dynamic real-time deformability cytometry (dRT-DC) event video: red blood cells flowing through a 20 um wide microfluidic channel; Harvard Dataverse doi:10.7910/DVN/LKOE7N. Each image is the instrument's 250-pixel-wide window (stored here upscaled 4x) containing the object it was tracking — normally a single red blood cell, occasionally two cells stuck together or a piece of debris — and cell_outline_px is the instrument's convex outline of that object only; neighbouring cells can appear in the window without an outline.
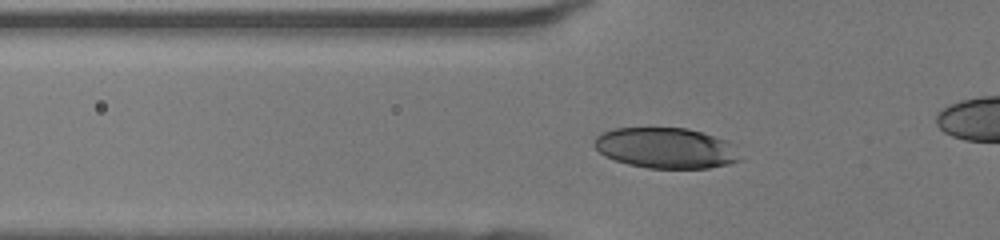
{"species": "human", "species_latin": "Homo sapiens", "temperature_condition": "room temperature", "stored_images_in_passage": 40, "camera_frame_rate_fps": 3000, "um_per_image_px": 0.085, "donor": {"sex": "female"}, "frame": {"image": 1, "passage_image": 14, "time_ms": 4.333, "image_size_px": [1000, 240], "cell_outline_px": [[740, 160], [728, 164], [708, 168], [648, 168], [628, 164], [604, 156], [592, 144], [596, 136], [604, 132], [616, 128], [688, 128], [728, 140], [736, 144], [740, 156]], "centroid_in_image_um": [56.64, 12.58], "position_along_channel_um": 69.2, "area_um2": 34.68}}
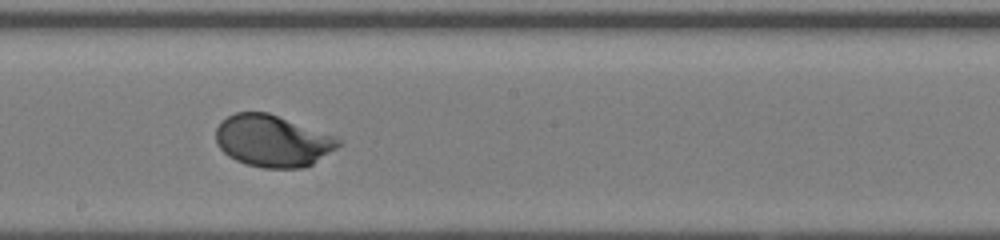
{"frame": {"image": 2, "passage_image": 25, "time_ms": 8.0, "image_size_px": [1000, 240], "cell_outline_px": [[344, 144], [312, 164], [304, 168], [264, 168], [244, 164], [228, 156], [216, 144], [216, 128], [228, 116], [236, 112], [268, 112], [336, 136], [344, 140]], "centroid_in_image_um": [23.21, 11.98], "position_along_channel_um": 225.0, "area_um2": 37.28}}
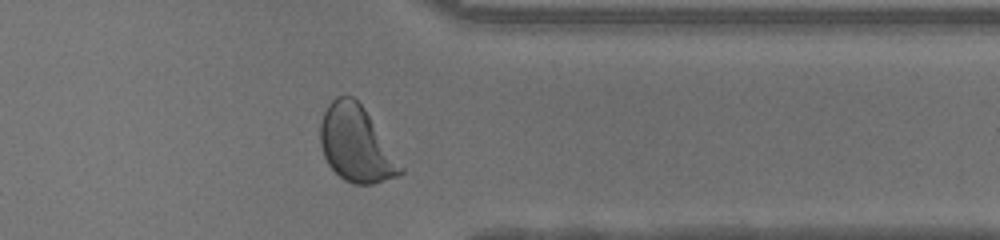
{"frame": {"image": 3, "passage_image": 36, "time_ms": 11.667, "image_size_px": [1000, 240], "cell_outline_px": [[404, 172], [400, 176], [372, 184], [352, 184], [344, 180], [328, 164], [324, 156], [320, 144], [320, 124], [324, 112], [328, 104], [336, 96], [352, 96], [364, 108], [404, 168]], "centroid_in_image_um": [30.27, 12.26], "position_along_channel_um": 381.1, "area_um2": 35.26}}